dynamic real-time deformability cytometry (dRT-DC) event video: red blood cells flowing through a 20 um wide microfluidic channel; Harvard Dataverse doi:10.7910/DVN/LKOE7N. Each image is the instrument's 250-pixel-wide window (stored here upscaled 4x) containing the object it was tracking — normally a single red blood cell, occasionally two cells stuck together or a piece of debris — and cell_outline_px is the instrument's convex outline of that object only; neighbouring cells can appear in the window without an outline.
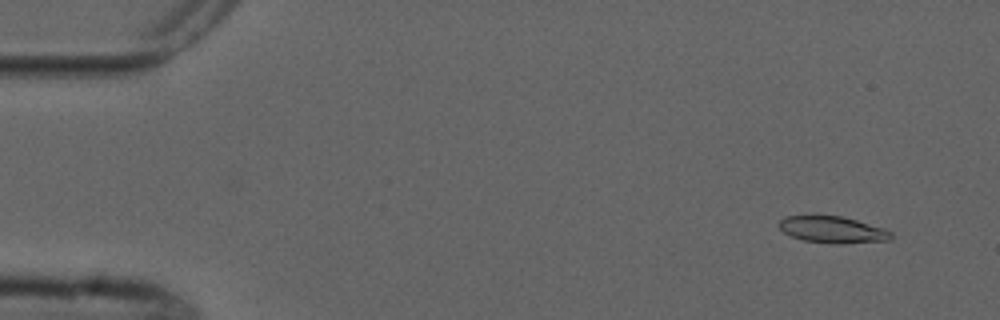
{"species": "common noctule bat (a hibernating species)", "species_latin": "Nyctalus noctula", "temperature_condition": "cold", "stored_images_in_passage": 8, "camera_frame_rate_fps": 3000, "um_per_image_px": 0.085, "animal": {"sex": "male", "forearm_length_mm": 52.5}, "frame": {"image": 1, "passage_image": 2, "time_ms": 1.0, "image_size_px": [1000, 320], "cell_outline_px": [[892, 236], [888, 240], [840, 244], [832, 244], [804, 240], [792, 236], [784, 232], [776, 224], [780, 220], [788, 216], [840, 216], [856, 220], [884, 228], [892, 232]], "centroid_in_image_um": [70.76, 19.53], "position_along_channel_um": 14.2, "area_um2": 17.22}}
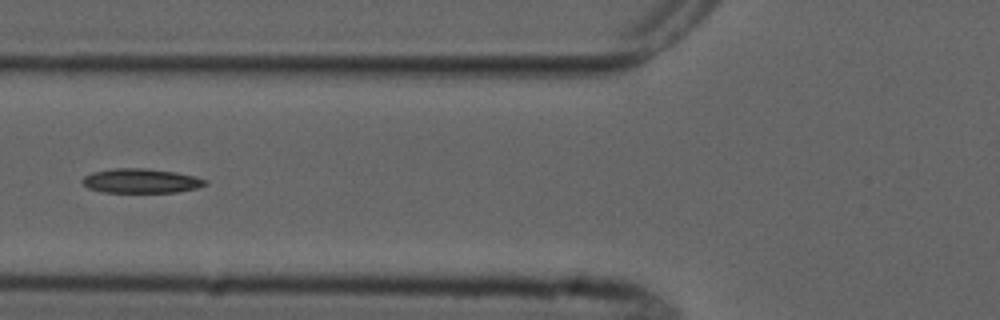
{"frame": {"image": 2, "passage_image": 6, "time_ms": 6.667, "image_size_px": [1000, 320], "cell_outline_px": [[208, 184], [196, 188], [176, 192], [100, 192], [88, 188], [80, 180], [84, 176], [92, 172], [112, 168], [148, 168], [176, 172], [196, 176], [208, 180]], "centroid_in_image_um": [11.98, 15.36], "position_along_channel_um": 113.8, "area_um2": 17.69}}
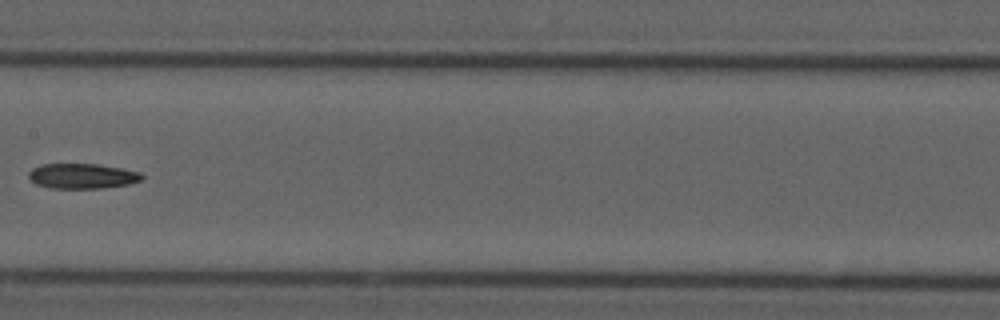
{"frame": {"image": 3, "passage_image": 8, "time_ms": 9.0, "image_size_px": [1000, 320], "cell_outline_px": [[144, 176], [140, 180], [128, 184], [104, 188], [52, 188], [36, 184], [28, 176], [28, 172], [32, 168], [40, 164], [96, 164], [120, 168], [140, 172]], "centroid_in_image_um": [6.97, 14.96], "position_along_channel_um": 200.4, "area_um2": 16.47}}